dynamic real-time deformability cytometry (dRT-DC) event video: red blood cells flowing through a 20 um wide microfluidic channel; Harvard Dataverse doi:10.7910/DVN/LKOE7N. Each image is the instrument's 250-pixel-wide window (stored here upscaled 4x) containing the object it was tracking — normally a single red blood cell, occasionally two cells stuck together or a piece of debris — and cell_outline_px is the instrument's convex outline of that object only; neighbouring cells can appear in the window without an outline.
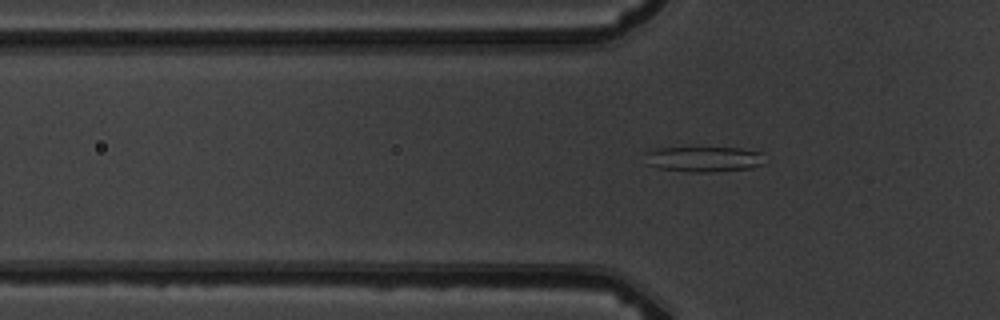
{"species": "common noctule bat (a hibernating species)", "species_latin": "Nyctalus noctula", "temperature_condition": "warm", "stored_images_in_passage": 7, "camera_frame_rate_fps": 3000, "um_per_image_px": 0.085, "animal": {"sex": "male", "body_mass_g": 19.5, "forearm_length_mm": 54.6}, "frame": {"image": 1, "passage_image": 7, "time_ms": 6.667, "image_size_px": [1000, 320], "cell_outline_px": [[764, 164], [752, 168], [712, 172], [688, 172], [660, 168], [644, 164], [644, 152], [656, 148], [740, 148], [764, 152]], "centroid_in_image_um": [59.81, 13.53], "position_along_channel_um": 66.0, "area_um2": 18.09}}